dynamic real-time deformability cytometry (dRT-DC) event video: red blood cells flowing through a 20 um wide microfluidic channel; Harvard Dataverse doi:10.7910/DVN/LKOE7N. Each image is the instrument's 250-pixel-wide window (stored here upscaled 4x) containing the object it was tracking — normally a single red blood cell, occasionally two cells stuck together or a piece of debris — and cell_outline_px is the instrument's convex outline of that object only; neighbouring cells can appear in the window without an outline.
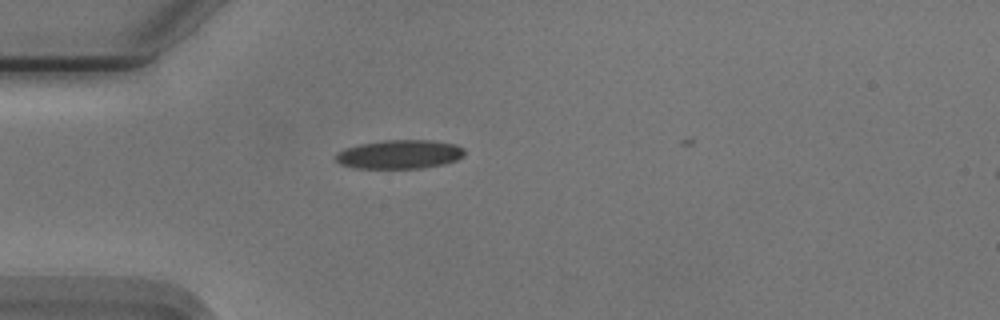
{"species": "Egyptian fruit bat (a non-hibernating species)", "species_latin": "Rousettus aegyptiacus", "temperature_condition": "cold", "stored_images_in_passage": 34, "camera_frame_rate_fps": 3000, "um_per_image_px": 0.085, "animal": {"sex": "male"}, "frame": {"image": 1, "passage_image": 2, "time_ms": 0.333, "image_size_px": [1000, 320], "cell_outline_px": [[464, 156], [456, 160], [440, 164], [420, 168], [356, 168], [340, 164], [336, 160], [336, 152], [344, 148], [360, 144], [384, 140], [436, 140], [456, 144], [464, 148]], "centroid_in_image_um": [33.96, 13.1], "position_along_channel_um": 51.0, "area_um2": 21.68}}
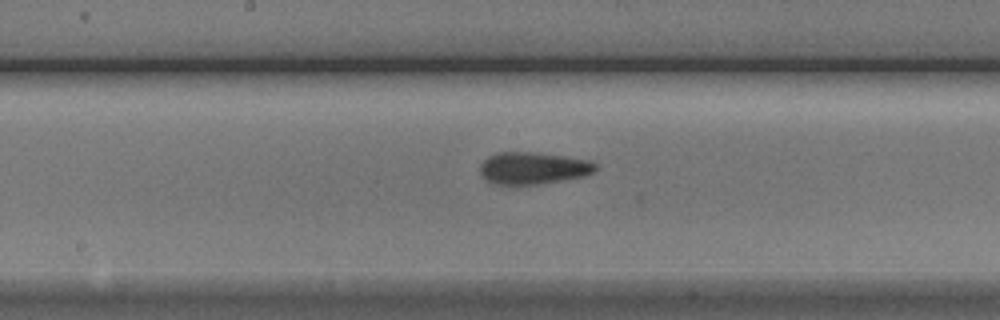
{"frame": {"image": 2, "passage_image": 15, "time_ms": 4.667, "image_size_px": [1000, 320], "cell_outline_px": [[596, 168], [592, 172], [584, 176], [540, 184], [516, 188], [500, 188], [484, 180], [480, 172], [480, 164], [488, 156], [496, 152], [528, 152], [560, 156], [588, 160], [596, 164]], "centroid_in_image_um": [45.17, 14.36], "position_along_channel_um": 203.0, "area_um2": 22.31}}
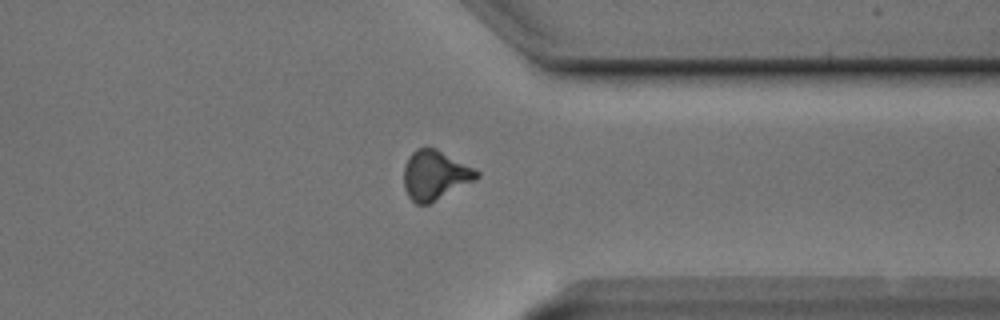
{"frame": {"image": 3, "passage_image": 29, "time_ms": 9.333, "image_size_px": [1000, 320], "cell_outline_px": [[480, 176], [428, 204], [416, 204], [408, 196], [404, 188], [404, 168], [408, 156], [416, 148], [436, 148], [480, 172]], "centroid_in_image_um": [36.92, 14.87], "position_along_channel_um": 374.5, "area_um2": 20.46}}